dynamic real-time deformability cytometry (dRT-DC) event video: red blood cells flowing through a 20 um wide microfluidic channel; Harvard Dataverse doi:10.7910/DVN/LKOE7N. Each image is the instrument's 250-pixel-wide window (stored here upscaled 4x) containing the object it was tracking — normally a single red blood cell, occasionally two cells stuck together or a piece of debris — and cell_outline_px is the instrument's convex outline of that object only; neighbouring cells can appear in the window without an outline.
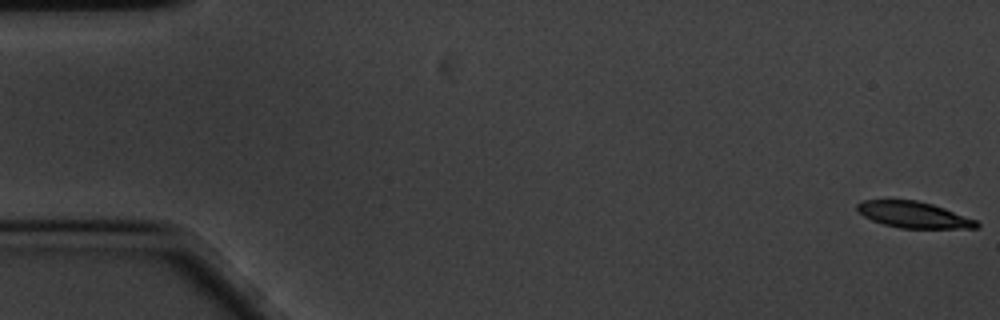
{"species": "common noctule bat (a hibernating species)", "species_latin": "Nyctalus noctula", "temperature_condition": "cold", "stored_images_in_passage": 11, "camera_frame_rate_fps": 3000, "um_per_image_px": 0.085, "animal": {"sex": "male", "body_mass_g": 20.1, "forearm_length_mm": 53.5}, "frame": {"image": 1, "passage_image": 1, "time_ms": 0.0, "image_size_px": [1000, 320], "cell_outline_px": [[980, 228], [900, 228], [884, 224], [872, 220], [864, 216], [856, 208], [856, 204], [860, 200], [916, 200], [932, 204], [944, 208], [976, 220], [980, 224]], "centroid_in_image_um": [77.66, 18.25], "position_along_channel_um": 7.3, "area_um2": 18.15}}